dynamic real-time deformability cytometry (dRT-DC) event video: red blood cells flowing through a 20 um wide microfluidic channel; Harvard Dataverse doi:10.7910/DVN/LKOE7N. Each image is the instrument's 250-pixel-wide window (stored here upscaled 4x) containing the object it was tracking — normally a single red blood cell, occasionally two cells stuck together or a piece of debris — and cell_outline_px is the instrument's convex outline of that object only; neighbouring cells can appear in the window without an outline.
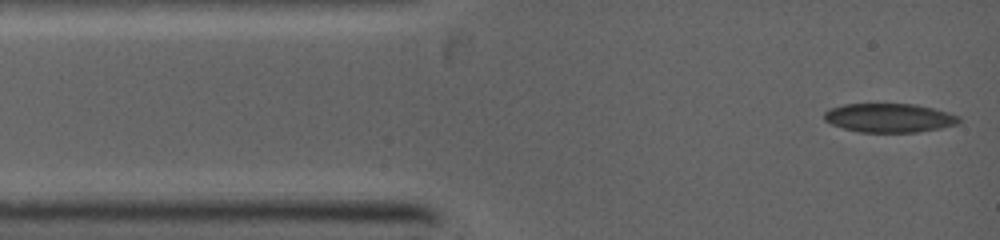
{"species": "common noctule bat (a hibernating species)", "species_latin": "Nyctalus noctula", "temperature_condition": "warm", "stored_images_in_passage": 16, "camera_frame_rate_fps": 5000, "um_per_image_px": 0.085, "animal": {"sex": "female", "body_mass_g": 19.0, "forearm_length_mm": 53.3}, "frame": {"image": 1, "passage_image": 1, "time_ms": 0.0, "image_size_px": [1000, 240], "cell_outline_px": [[960, 120], [956, 124], [940, 128], [916, 132], [860, 132], [844, 128], [832, 124], [824, 120], [824, 112], [832, 108], [844, 104], [916, 104], [932, 108], [960, 116]], "centroid_in_image_um": [75.58, 10.02], "position_along_channel_um": 9.4, "area_um2": 22.48}}
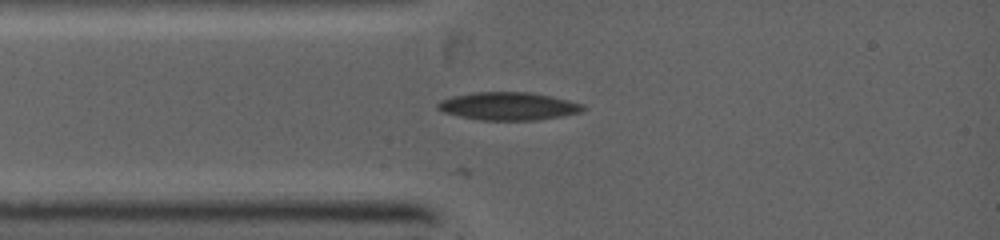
{"frame": {"image": 2, "passage_image": 6, "time_ms": 1.8, "image_size_px": [1000, 240], "cell_outline_px": [[584, 108], [580, 112], [560, 116], [536, 120], [480, 120], [460, 116], [444, 112], [436, 108], [436, 104], [440, 100], [452, 96], [472, 92], [528, 92], [552, 96], [584, 104]], "centroid_in_image_um": [43.17, 9.02], "position_along_channel_um": 41.8, "area_um2": 23.58}}
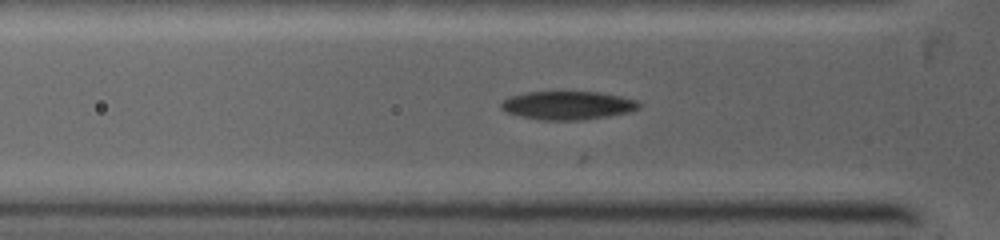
{"frame": {"image": 3, "passage_image": 9, "time_ms": 2.6, "image_size_px": [1000, 240], "cell_outline_px": [[640, 108], [628, 112], [608, 116], [584, 120], [540, 120], [520, 116], [508, 112], [500, 108], [500, 104], [508, 96], [528, 92], [600, 92], [620, 96], [636, 100], [640, 104]], "centroid_in_image_um": [48.25, 8.96], "position_along_channel_um": 77.6, "area_um2": 22.83}}